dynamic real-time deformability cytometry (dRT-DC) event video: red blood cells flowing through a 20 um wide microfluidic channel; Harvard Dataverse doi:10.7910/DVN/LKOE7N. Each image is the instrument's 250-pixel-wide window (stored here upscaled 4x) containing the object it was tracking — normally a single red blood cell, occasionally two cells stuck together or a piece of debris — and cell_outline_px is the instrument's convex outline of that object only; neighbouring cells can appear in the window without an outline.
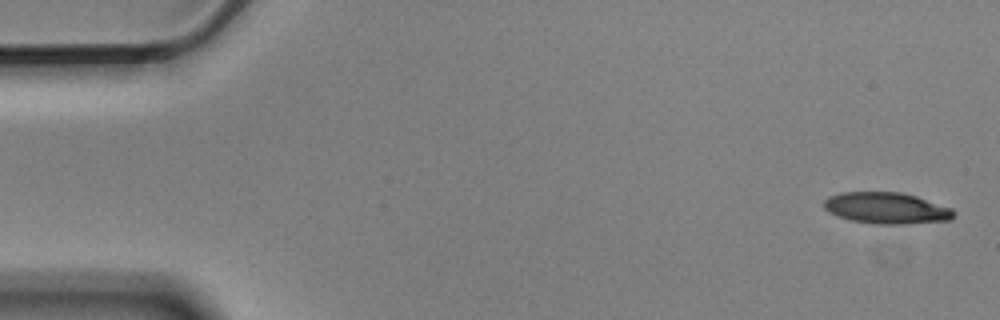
{"species": "Egyptian fruit bat (a non-hibernating species)", "species_latin": "Rousettus aegyptiacus", "temperature_condition": "cold", "stored_images_in_passage": 6, "camera_frame_rate_fps": 3000, "um_per_image_px": 0.085, "animal": {"sex": "male"}, "frame": {"image": 1, "passage_image": 1, "time_ms": 0.0, "image_size_px": [1000, 320], "cell_outline_px": [[956, 212], [948, 220], [908, 224], [876, 224], [852, 220], [836, 216], [828, 212], [824, 208], [824, 200], [828, 196], [840, 192], [900, 192], [916, 196], [952, 208]], "centroid_in_image_um": [75.32, 17.68], "position_along_channel_um": 9.7, "area_um2": 23.76}}
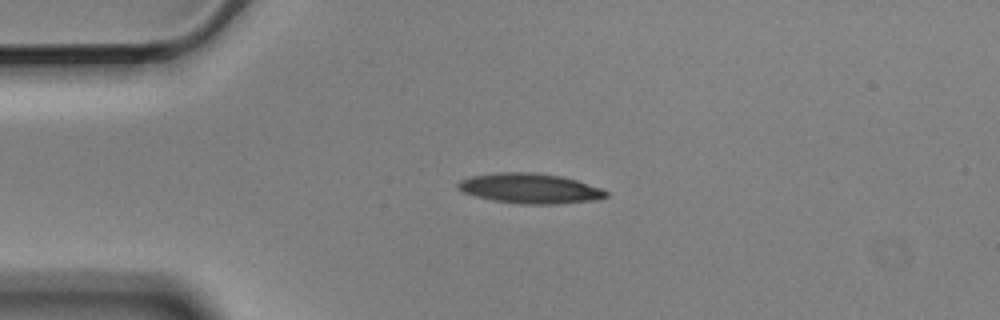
{"frame": {"image": 2, "passage_image": 4, "time_ms": 1.0, "image_size_px": [1000, 320], "cell_outline_px": [[608, 196], [596, 200], [556, 204], [520, 204], [492, 200], [476, 196], [464, 192], [456, 188], [456, 184], [460, 180], [472, 176], [496, 172], [532, 172], [560, 176], [576, 180], [604, 188], [608, 192]], "centroid_in_image_um": [45.06, 16.01], "position_along_channel_um": 39.9, "area_um2": 26.07}}
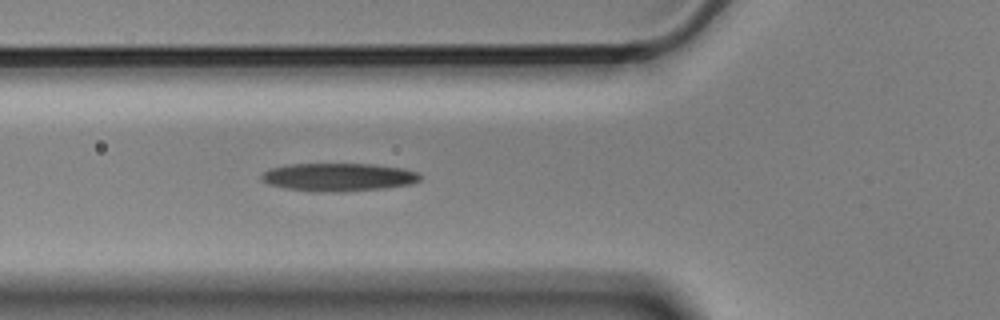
{"frame": {"image": 3, "passage_image": 6, "time_ms": 1.667, "image_size_px": [1000, 320], "cell_outline_px": [[420, 180], [412, 184], [384, 188], [340, 192], [320, 192], [284, 188], [268, 184], [260, 180], [260, 176], [268, 168], [284, 164], [372, 164], [404, 168], [420, 172]], "centroid_in_image_um": [28.75, 15.05], "position_along_channel_um": 97.1, "area_um2": 26.3}}